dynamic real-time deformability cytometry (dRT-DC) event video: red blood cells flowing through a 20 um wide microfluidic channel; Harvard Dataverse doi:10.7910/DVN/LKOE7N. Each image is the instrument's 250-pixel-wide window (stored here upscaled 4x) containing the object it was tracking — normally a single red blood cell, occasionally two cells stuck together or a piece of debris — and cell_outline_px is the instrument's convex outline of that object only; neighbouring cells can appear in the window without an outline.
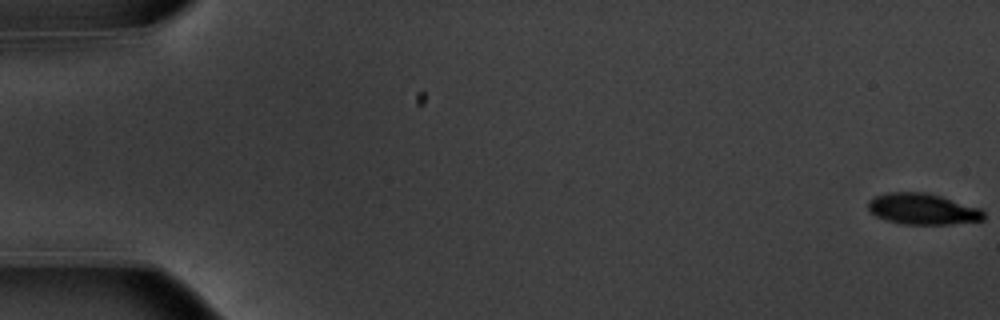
{"species": "common noctule bat (a hibernating species)", "species_latin": "Nyctalus noctula", "temperature_condition": "warm", "stored_images_in_passage": 71, "camera_frame_rate_fps": 3000, "um_per_image_px": 0.085, "animal": {"sex": "male", "body_mass_g": 20.1, "forearm_length_mm": 53.5}, "frame": {"image": 1, "passage_image": 71, "time_ms": 23.333, "image_size_px": [1000, 320], "cell_outline_px": [[984, 220], [952, 224], [904, 224], [888, 220], [876, 216], [868, 208], [868, 200], [876, 196], [888, 192], [924, 192], [940, 196], [980, 208], [984, 212]], "centroid_in_image_um": [78.43, 17.76], "position_along_channel_um": 6.6, "area_um2": 20.75}}